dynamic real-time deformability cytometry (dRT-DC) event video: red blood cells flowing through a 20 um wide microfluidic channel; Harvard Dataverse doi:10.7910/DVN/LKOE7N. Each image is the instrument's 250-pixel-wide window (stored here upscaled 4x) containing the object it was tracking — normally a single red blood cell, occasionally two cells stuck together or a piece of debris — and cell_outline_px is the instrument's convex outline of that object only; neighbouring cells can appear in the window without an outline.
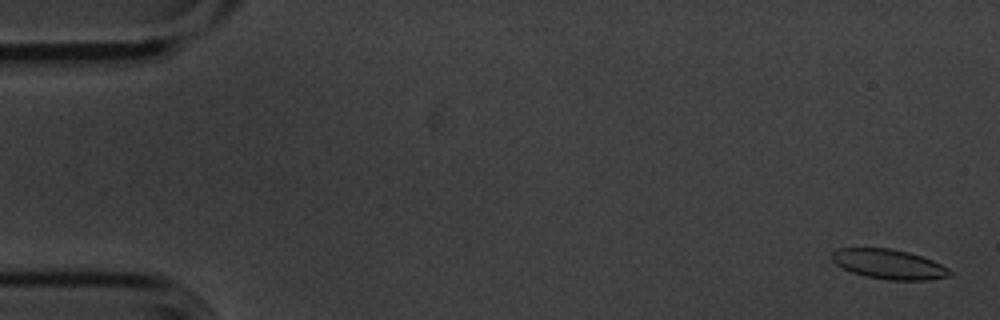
{"species": "common noctule bat (a hibernating species)", "species_latin": "Nyctalus noctula", "temperature_condition": "cold", "stored_images_in_passage": 5, "camera_frame_rate_fps": 3000, "um_per_image_px": 0.085, "animal": {"sex": "male", "body_mass_g": 20.1, "forearm_length_mm": 53.5}, "frame": {"image": 1, "passage_image": 1, "time_ms": 0.0, "image_size_px": [1000, 320], "cell_outline_px": [[952, 276], [928, 280], [888, 280], [864, 276], [852, 272], [836, 264], [832, 260], [832, 252], [840, 248], [892, 248], [908, 252], [932, 260], [948, 268], [952, 272]], "centroid_in_image_um": [75.57, 22.46], "position_along_channel_um": 9.4, "area_um2": 20.4}}
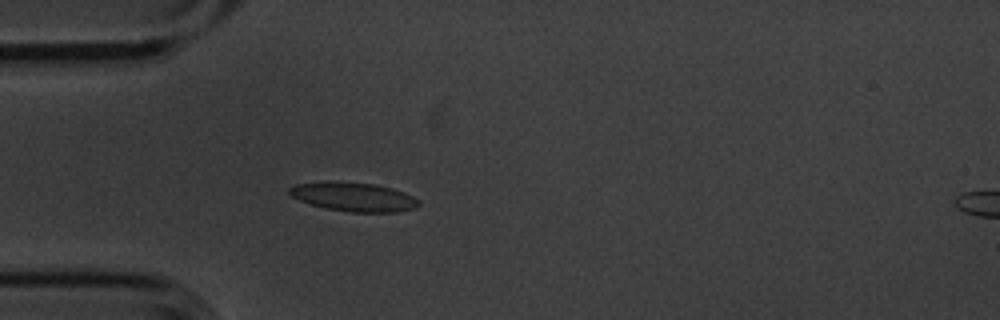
{"frame": {"image": 2, "passage_image": 5, "time_ms": 1.333, "image_size_px": [1000, 320], "cell_outline_px": [[420, 204], [416, 208], [396, 212], [348, 212], [328, 208], [312, 204], [300, 200], [292, 196], [288, 192], [288, 188], [296, 184], [336, 180], [372, 184], [392, 188], [404, 192], [420, 200]], "centroid_in_image_um": [30.08, 16.72], "position_along_channel_um": 54.9, "area_um2": 21.85}}